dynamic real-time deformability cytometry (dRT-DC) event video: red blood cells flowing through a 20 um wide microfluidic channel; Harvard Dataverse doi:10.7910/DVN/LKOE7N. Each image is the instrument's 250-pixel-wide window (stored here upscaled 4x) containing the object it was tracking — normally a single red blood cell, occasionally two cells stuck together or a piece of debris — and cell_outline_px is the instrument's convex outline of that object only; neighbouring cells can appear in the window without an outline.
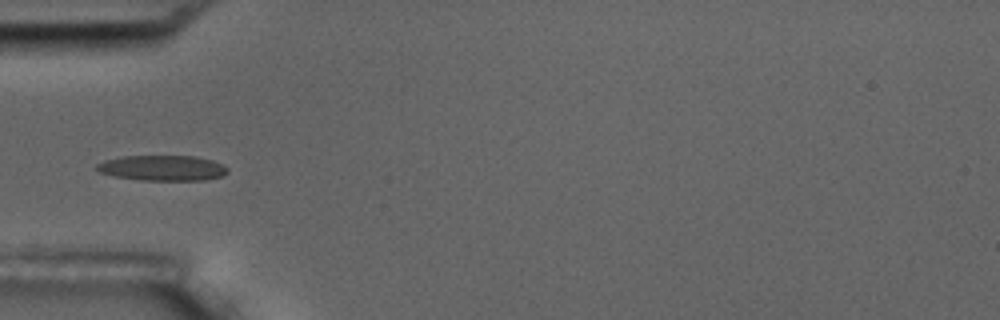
{"species": "common noctule bat (a hibernating species)", "species_latin": "Nyctalus noctula", "temperature_condition": "room temperature", "stored_images_in_passage": 5, "camera_frame_rate_fps": 3000, "um_per_image_px": 0.085, "animal": {"sex": "male", "body_mass_g": 17.5, "forearm_length_mm": 52.3}, "frame": {"image": 1, "passage_image": 4, "time_ms": 4.333, "image_size_px": [1000, 320], "cell_outline_px": [[228, 172], [224, 176], [204, 180], [140, 180], [116, 176], [100, 172], [96, 168], [96, 164], [104, 160], [120, 156], [196, 156], [212, 160], [228, 168]], "centroid_in_image_um": [13.82, 14.27], "position_along_channel_um": 71.2, "area_um2": 19.36}}